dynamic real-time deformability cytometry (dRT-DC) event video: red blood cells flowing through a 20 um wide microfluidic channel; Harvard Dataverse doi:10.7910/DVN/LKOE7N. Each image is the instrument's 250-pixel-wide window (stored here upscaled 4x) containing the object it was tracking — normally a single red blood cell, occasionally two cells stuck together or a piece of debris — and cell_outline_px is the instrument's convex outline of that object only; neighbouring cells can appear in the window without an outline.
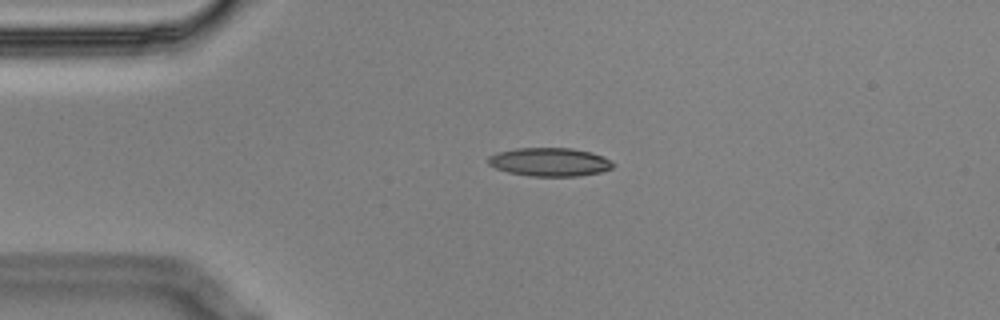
{"species": "Egyptian fruit bat (a non-hibernating species)", "species_latin": "Rousettus aegyptiacus", "temperature_condition": "cold", "stored_images_in_passage": 3, "camera_frame_rate_fps": 3000, "um_per_image_px": 0.085, "animal": {"sex": "male"}, "frame": {"image": 1, "passage_image": 1, "time_ms": 0.0, "image_size_px": [1000, 320], "cell_outline_px": [[616, 164], [612, 168], [600, 172], [580, 176], [528, 176], [508, 172], [496, 168], [488, 164], [488, 156], [496, 152], [516, 148], [572, 148], [592, 152], [604, 156]], "centroid_in_image_um": [46.73, 13.76], "position_along_channel_um": 38.3, "area_um2": 20.92}}
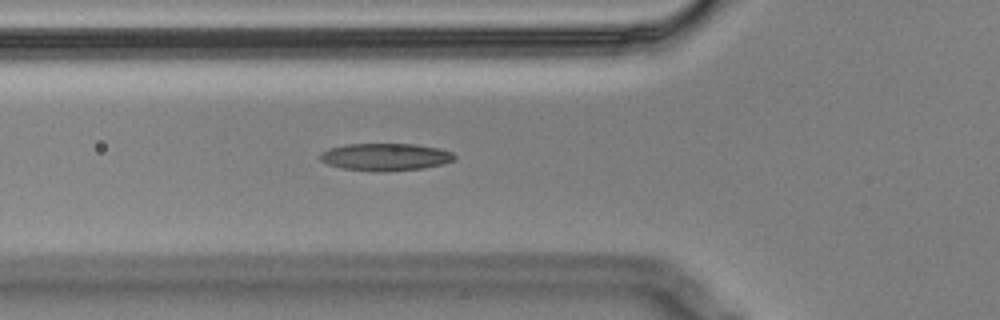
{"frame": {"image": 2, "passage_image": 3, "time_ms": 0.667, "image_size_px": [1000, 320], "cell_outline_px": [[456, 160], [444, 164], [424, 168], [380, 172], [340, 168], [328, 164], [320, 160], [320, 152], [328, 148], [344, 144], [416, 144], [440, 148], [452, 152], [456, 156]], "centroid_in_image_um": [32.77, 13.34], "position_along_channel_um": 93.0, "area_um2": 21.73}}